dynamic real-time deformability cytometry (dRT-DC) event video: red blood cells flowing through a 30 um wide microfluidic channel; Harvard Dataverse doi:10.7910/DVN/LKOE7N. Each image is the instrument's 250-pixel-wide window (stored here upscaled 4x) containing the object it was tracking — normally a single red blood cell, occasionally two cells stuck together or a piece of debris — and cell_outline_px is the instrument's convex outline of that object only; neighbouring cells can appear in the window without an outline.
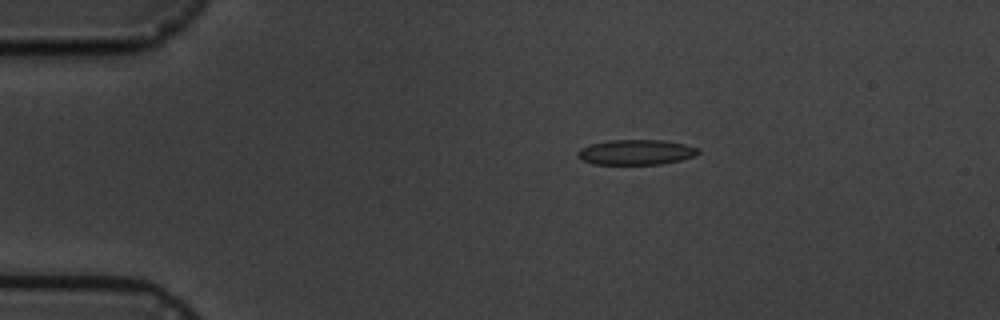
{"species": "common noctule bat (a hibernating species)", "species_latin": "Nyctalus noctula", "temperature_condition": "cold", "stored_images_in_passage": 4, "camera_frame_rate_fps": 3000, "um_per_image_px": 0.085, "animal": {"sex": "male", "body_mass_g": 19.5, "forearm_length_mm": 54.6}, "frame": {"image": 1, "passage_image": 1, "time_ms": 0.0, "image_size_px": [1000, 320], "cell_outline_px": [[700, 152], [696, 156], [680, 160], [660, 164], [592, 164], [580, 160], [576, 156], [576, 152], [580, 148], [592, 144], [612, 140], [664, 140], [684, 144], [696, 148]], "centroid_in_image_um": [54.02, 12.94], "position_along_channel_um": 31.0, "area_um2": 17.69}}
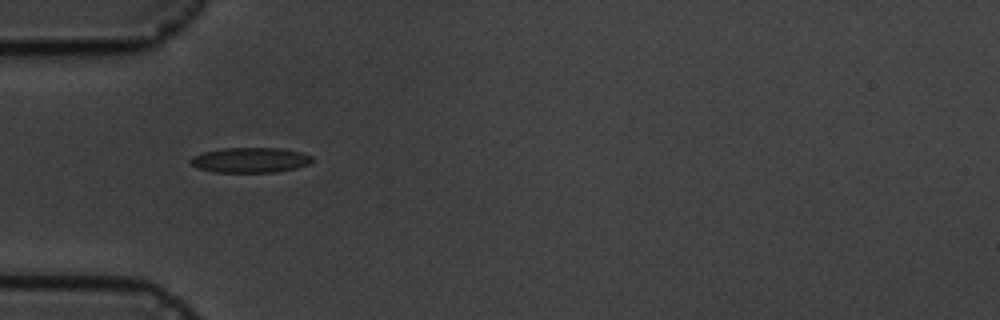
{"frame": {"image": 2, "passage_image": 3, "time_ms": 2.333, "image_size_px": [1000, 320], "cell_outline_px": [[312, 160], [308, 164], [296, 168], [276, 172], [212, 172], [196, 168], [188, 160], [192, 156], [204, 152], [224, 148], [280, 148], [300, 152], [312, 156]], "centroid_in_image_um": [21.23, 13.61], "position_along_channel_um": 63.8, "area_um2": 17.8}}
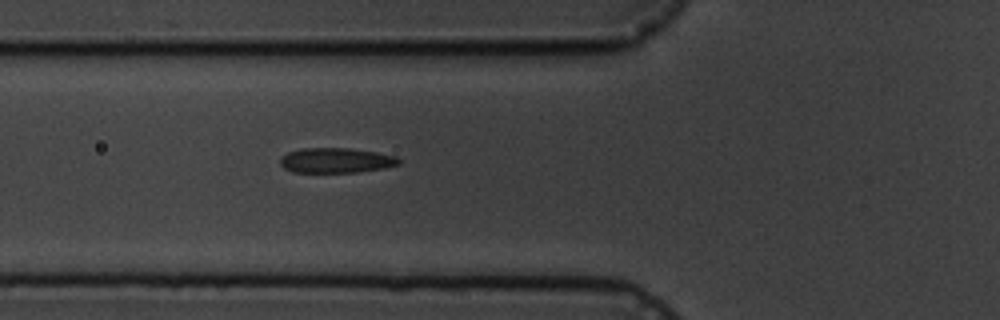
{"frame": {"image": 3, "passage_image": 4, "time_ms": 3.333, "image_size_px": [1000, 320], "cell_outline_px": [[400, 164], [384, 168], [356, 172], [292, 172], [284, 168], [280, 164], [280, 156], [288, 152], [300, 148], [348, 148], [376, 152], [396, 156], [400, 160]], "centroid_in_image_um": [28.53, 13.63], "position_along_channel_um": 97.3, "area_um2": 17.34}}